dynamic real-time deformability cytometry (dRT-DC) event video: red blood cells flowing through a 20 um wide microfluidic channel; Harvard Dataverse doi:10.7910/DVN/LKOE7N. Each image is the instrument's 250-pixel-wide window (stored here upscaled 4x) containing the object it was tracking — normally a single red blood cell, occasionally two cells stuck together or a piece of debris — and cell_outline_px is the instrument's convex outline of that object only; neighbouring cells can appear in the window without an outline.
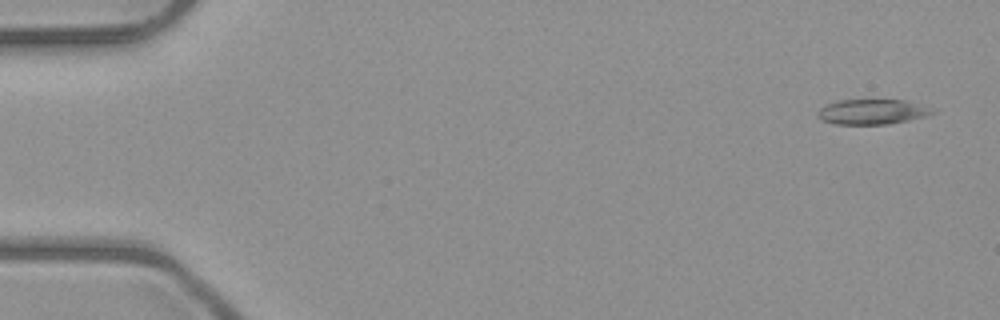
{"species": "common noctule bat (a hibernating species)", "species_latin": "Nyctalus noctula", "temperature_condition": "room temperature", "stored_images_in_passage": 4, "camera_frame_rate_fps": 3000, "um_per_image_px": 0.085, "animal": {"sex": "male", "body_mass_g": 23.1, "forearm_length_mm": 52.7}, "frame": {"image": 1, "passage_image": 1, "time_ms": 0.0, "image_size_px": [1000, 320], "cell_outline_px": [[936, 112], [924, 116], [908, 120], [888, 124], [836, 124], [820, 120], [816, 116], [816, 112], [824, 104], [836, 100], [908, 100], [936, 108]], "centroid_in_image_um": [74.12, 9.49], "position_along_channel_um": 10.9, "area_um2": 17.11}}
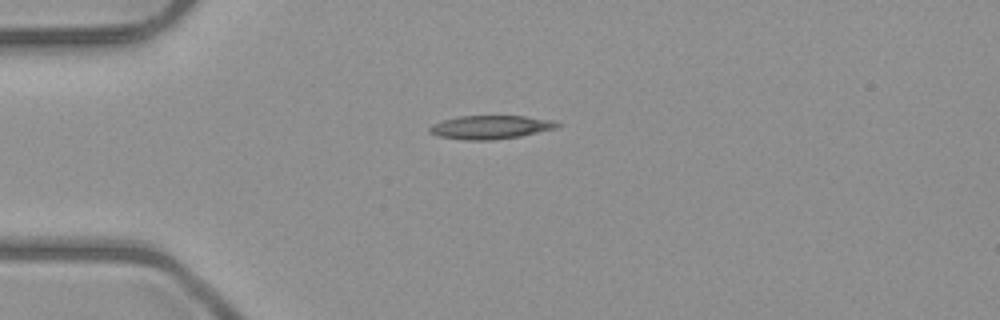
{"frame": {"image": 2, "passage_image": 4, "time_ms": 3.667, "image_size_px": [1000, 320], "cell_outline_px": [[560, 124], [556, 128], [520, 136], [492, 140], [464, 140], [440, 136], [428, 132], [428, 128], [432, 124], [444, 120], [460, 116], [524, 116], [552, 120]], "centroid_in_image_um": [41.67, 10.81], "position_along_channel_um": 43.3, "area_um2": 17.34}}